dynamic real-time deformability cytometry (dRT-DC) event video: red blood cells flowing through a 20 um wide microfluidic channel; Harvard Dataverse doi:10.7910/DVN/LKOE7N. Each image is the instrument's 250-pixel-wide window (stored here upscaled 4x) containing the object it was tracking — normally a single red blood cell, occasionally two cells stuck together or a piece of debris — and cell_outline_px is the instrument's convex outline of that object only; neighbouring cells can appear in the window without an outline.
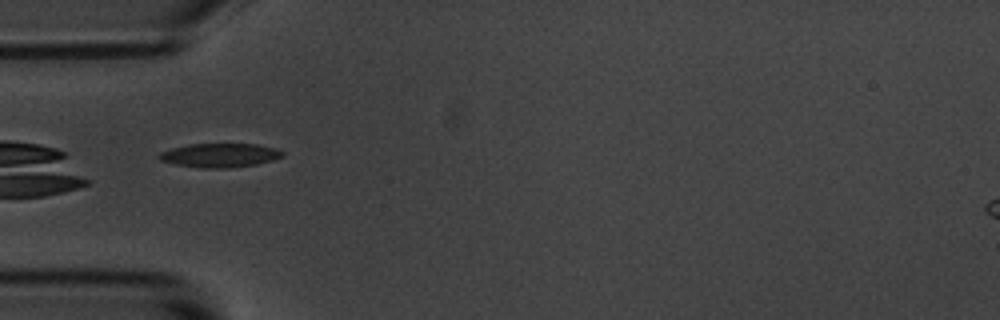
{"species": "common noctule bat (a hibernating species)", "species_latin": "Nyctalus noctula", "temperature_condition": "room temperature", "stored_images_in_passage": 31, "camera_frame_rate_fps": 3000, "um_per_image_px": 0.085, "animal": {"sex": "male", "body_mass_g": 20.1, "forearm_length_mm": 53.5}, "frame": {"image": 1, "passage_image": 1, "time_ms": 0.0, "image_size_px": [1000, 320], "cell_outline_px": [[284, 156], [272, 160], [256, 164], [232, 168], [200, 168], [176, 164], [160, 160], [156, 156], [160, 152], [172, 148], [188, 144], [256, 144], [276, 148], [284, 152]], "centroid_in_image_um": [18.68, 13.2], "position_along_channel_um": 66.3, "area_um2": 17.28}, "authors_computed_cell_mechanics": {"area_um2": 17.2244, "velocity_mm_per_s": 3.6391, "shape_relaxation_time_tau1_ms": 2.8169, "shape_relaxation_time_tau2_ms": 7.2011, "deformation_change_tau1": 0.1092, "deformation_change_tau2": 0.1355}}